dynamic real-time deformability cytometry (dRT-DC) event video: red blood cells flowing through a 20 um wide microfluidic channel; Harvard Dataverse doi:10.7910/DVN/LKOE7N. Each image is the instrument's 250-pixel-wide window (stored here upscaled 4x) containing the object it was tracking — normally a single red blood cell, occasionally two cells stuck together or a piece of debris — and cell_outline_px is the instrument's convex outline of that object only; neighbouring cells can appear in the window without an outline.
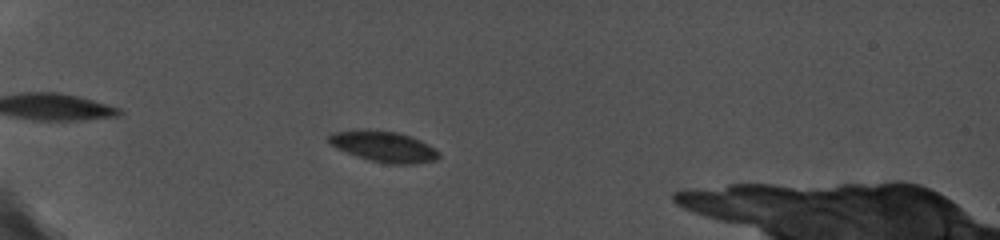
{"species": "common noctule bat (a hibernating species)", "species_latin": "Nyctalus noctula", "temperature_condition": "cold", "stored_images_in_passage": 50, "camera_frame_rate_fps": 5000, "um_per_image_px": 0.085, "animal": {"sex": "female", "body_mass_g": 19.0, "forearm_length_mm": 56.7}, "frame": {"image": 1, "passage_image": 14, "time_ms": 2.8, "image_size_px": [1000, 240], "cell_outline_px": [[440, 156], [436, 160], [412, 164], [392, 164], [368, 160], [356, 156], [336, 148], [324, 136], [328, 132], [356, 128], [368, 128], [396, 132], [412, 136], [428, 144], [440, 152]], "centroid_in_image_um": [32.54, 12.42], "position_along_channel_um": 52.5, "area_um2": 20.35}}
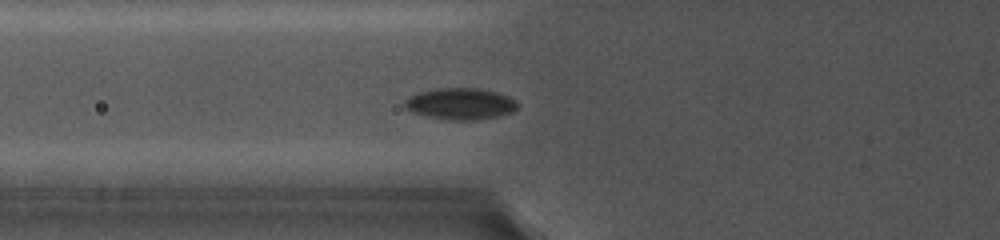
{"frame": {"image": 2, "passage_image": 23, "time_ms": 4.6, "image_size_px": [1000, 240], "cell_outline_px": [[520, 104], [512, 112], [496, 116], [476, 120], [452, 120], [428, 116], [412, 112], [404, 108], [404, 100], [408, 96], [420, 92], [440, 88], [480, 88], [496, 92], [508, 96], [516, 100]], "centroid_in_image_um": [39.13, 8.81], "position_along_channel_um": 86.7, "area_um2": 20.69}}
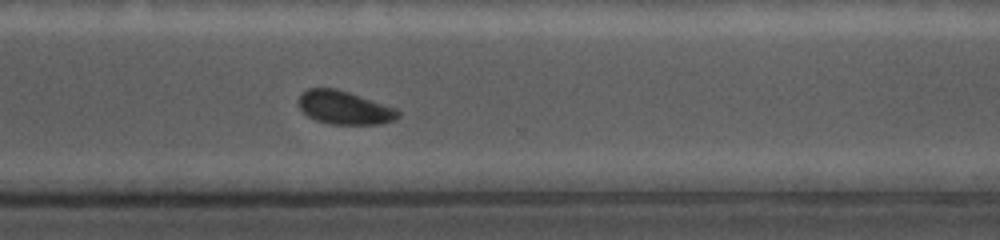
{"frame": {"image": 3, "passage_image": 48, "time_ms": 11.4, "image_size_px": [1000, 240], "cell_outline_px": [[400, 116], [396, 120], [380, 124], [328, 124], [316, 120], [308, 116], [300, 108], [300, 96], [308, 88], [336, 88], [396, 108], [400, 112]], "centroid_in_image_um": [29.31, 9.16], "position_along_channel_um": 341.3, "area_um2": 19.19}}